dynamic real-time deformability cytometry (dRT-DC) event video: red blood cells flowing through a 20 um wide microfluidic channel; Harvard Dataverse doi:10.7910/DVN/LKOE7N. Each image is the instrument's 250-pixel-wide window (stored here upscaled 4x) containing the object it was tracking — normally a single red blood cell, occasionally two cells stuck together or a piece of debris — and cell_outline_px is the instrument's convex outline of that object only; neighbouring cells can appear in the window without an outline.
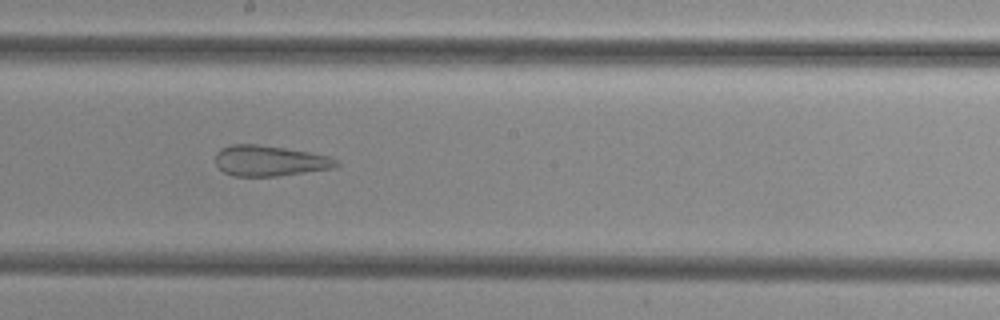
{"species": "common noctule bat (a hibernating species)", "species_latin": "Nyctalus noctula", "temperature_condition": "cold", "stored_images_in_passage": 42, "camera_frame_rate_fps": 3000, "um_per_image_px": 0.085, "animal": {"sex": "female", "body_mass_g": 29.2, "forearm_length_mm": 56.3}, "frame": {"image": 1, "passage_image": 20, "time_ms": 6.333, "image_size_px": [1000, 320], "cell_outline_px": [[340, 164], [336, 168], [276, 176], [232, 176], [224, 172], [216, 164], [216, 152], [220, 148], [232, 144], [256, 144], [284, 148], [308, 152], [328, 156], [336, 160]], "centroid_in_image_um": [22.91, 13.67], "position_along_channel_um": 225.3, "area_um2": 21.5}}
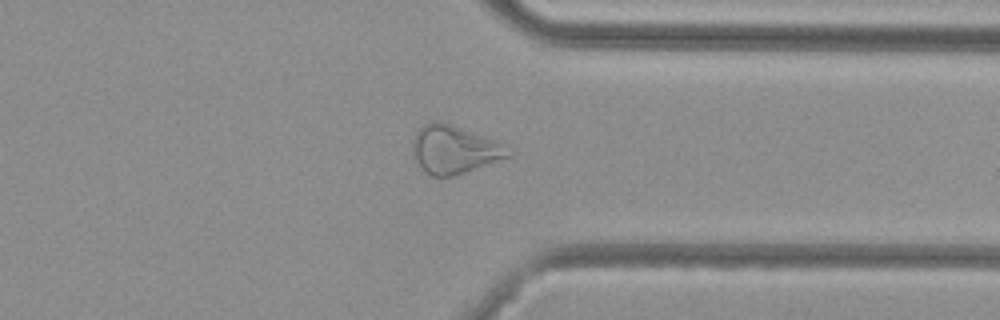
{"frame": {"image": 2, "passage_image": 31, "time_ms": 10.0, "image_size_px": [1000, 320], "cell_outline_px": [[516, 148], [512, 156], [456, 176], [432, 176], [424, 172], [420, 168], [412, 152], [412, 140], [416, 132], [428, 120], [440, 120], [496, 140]], "centroid_in_image_um": [38.66, 12.7], "position_along_channel_um": 372.7, "area_um2": 27.63}}
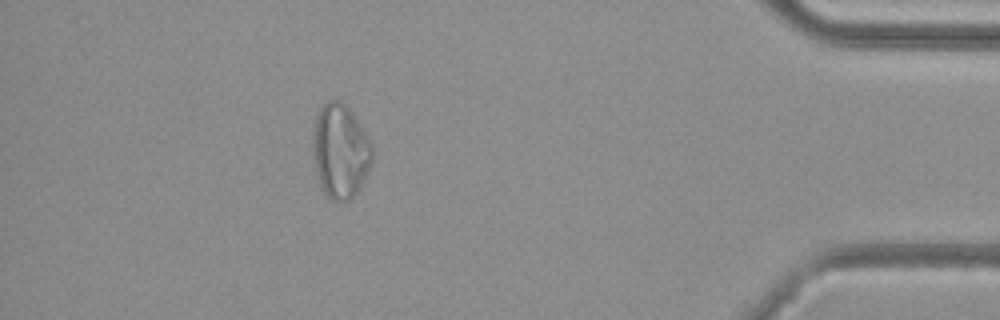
{"frame": {"image": 3, "passage_image": 37, "time_ms": 12.0, "image_size_px": [1000, 320], "cell_outline_px": [[372, 164], [364, 180], [356, 192], [348, 200], [328, 200], [320, 184], [316, 172], [312, 152], [316, 116], [320, 108], [328, 100], [340, 100], [348, 108], [372, 144]], "centroid_in_image_um": [28.91, 12.86], "position_along_channel_um": 406.3, "area_um2": 32.19}}